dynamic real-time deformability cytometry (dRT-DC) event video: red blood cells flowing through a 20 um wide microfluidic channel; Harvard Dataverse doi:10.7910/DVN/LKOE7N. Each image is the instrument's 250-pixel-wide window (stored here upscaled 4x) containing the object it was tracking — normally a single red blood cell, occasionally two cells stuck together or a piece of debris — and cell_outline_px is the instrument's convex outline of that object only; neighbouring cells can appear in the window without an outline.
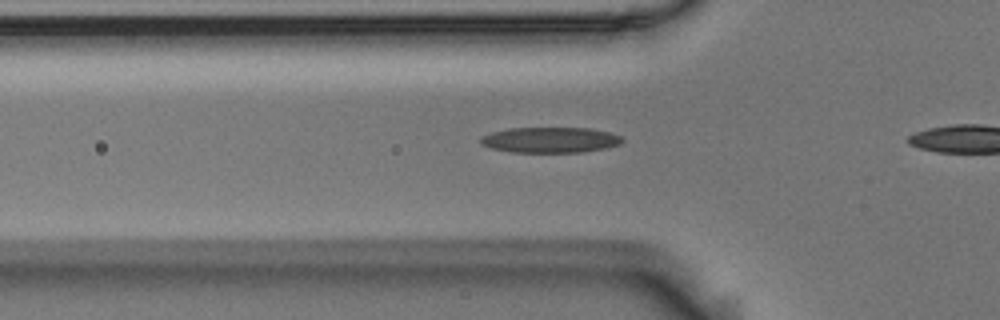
{"species": "Egyptian fruit bat (a non-hibernating species)", "species_latin": "Rousettus aegyptiacus", "temperature_condition": "room temperature", "stored_images_in_passage": 34, "camera_frame_rate_fps": 3000, "um_per_image_px": 0.085, "animal": {"sex": "male"}, "frame": {"image": 1, "passage_image": 8, "time_ms": 2.333, "image_size_px": [1000, 320], "cell_outline_px": [[624, 140], [620, 144], [604, 148], [580, 152], [512, 152], [492, 148], [480, 144], [480, 136], [492, 132], [508, 128], [592, 128], [624, 136]], "centroid_in_image_um": [46.77, 11.88], "position_along_channel_um": 79.0, "area_um2": 21.15}}
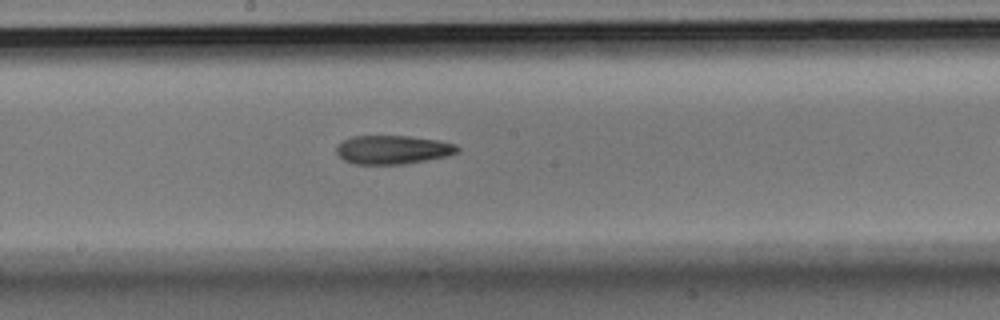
{"frame": {"image": 2, "passage_image": 19, "time_ms": 6.0, "image_size_px": [1000, 320], "cell_outline_px": [[460, 148], [456, 152], [448, 156], [404, 164], [356, 164], [344, 160], [336, 152], [336, 148], [344, 140], [352, 136], [408, 136], [440, 140], [456, 144]], "centroid_in_image_um": [33.41, 12.72], "position_along_channel_um": 214.8, "area_um2": 20.17}}
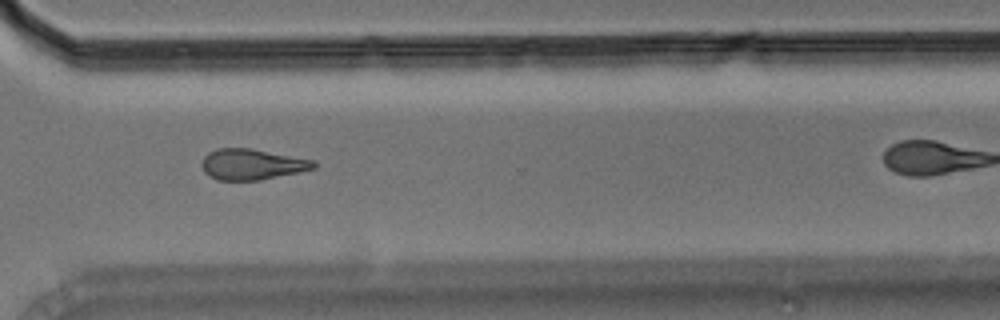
{"frame": {"image": 3, "passage_image": 30, "time_ms": 9.667, "image_size_px": [1000, 320], "cell_outline_px": [[316, 168], [260, 180], [216, 180], [208, 176], [204, 172], [200, 164], [204, 156], [208, 152], [216, 148], [248, 148], [316, 160]], "centroid_in_image_um": [21.38, 13.97], "position_along_channel_um": 349.2, "area_um2": 20.17}}